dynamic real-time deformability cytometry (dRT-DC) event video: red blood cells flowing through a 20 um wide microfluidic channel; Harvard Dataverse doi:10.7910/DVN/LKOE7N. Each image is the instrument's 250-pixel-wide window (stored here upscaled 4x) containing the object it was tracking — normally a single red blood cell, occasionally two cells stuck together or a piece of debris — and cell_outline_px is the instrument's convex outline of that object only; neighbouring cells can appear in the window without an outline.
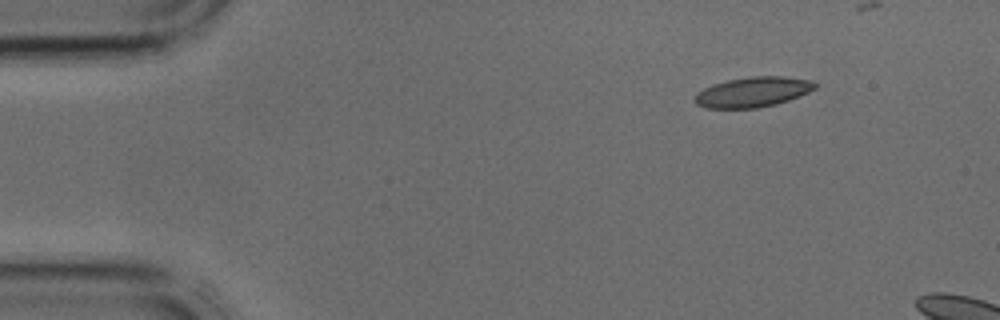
{"species": "common noctule bat (a hibernating species)", "species_latin": "Nyctalus noctula", "temperature_condition": "cold", "stored_images_in_passage": 3, "camera_frame_rate_fps": 3000, "um_per_image_px": 0.085, "animal": {"sex": "male", "body_mass_g": 17.9, "forearm_length_mm": 54.2}, "frame": {"image": 1, "passage_image": 1, "time_ms": 0.0, "image_size_px": [1000, 320], "cell_outline_px": [[816, 88], [808, 92], [788, 100], [776, 104], [756, 108], [704, 108], [696, 104], [692, 100], [696, 92], [712, 84], [728, 80], [748, 76], [784, 76], [812, 80], [816, 84]], "centroid_in_image_um": [63.95, 7.82], "position_along_channel_um": 21.1, "area_um2": 21.27}}